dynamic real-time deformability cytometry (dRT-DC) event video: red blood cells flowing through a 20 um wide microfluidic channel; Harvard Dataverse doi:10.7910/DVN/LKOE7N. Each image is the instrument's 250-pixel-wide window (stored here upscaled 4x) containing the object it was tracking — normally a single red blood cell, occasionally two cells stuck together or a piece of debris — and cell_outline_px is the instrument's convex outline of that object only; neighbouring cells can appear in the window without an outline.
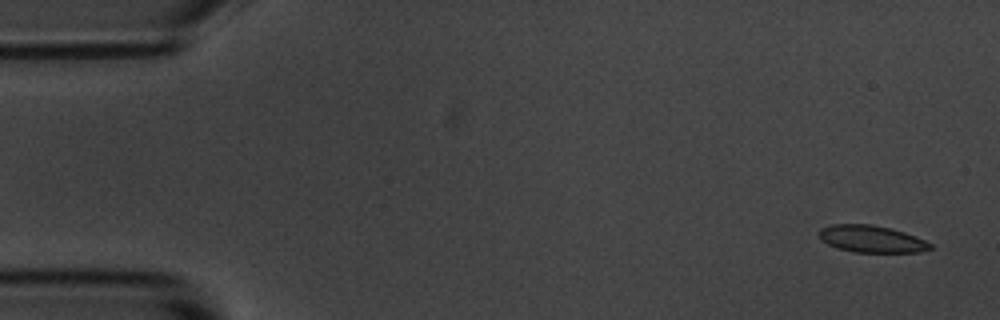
{"species": "common noctule bat (a hibernating species)", "species_latin": "Nyctalus noctula", "temperature_condition": "room temperature", "stored_images_in_passage": 5, "camera_frame_rate_fps": 3000, "um_per_image_px": 0.085, "animal": {"sex": "male", "body_mass_g": 20.1, "forearm_length_mm": 53.5}, "frame": {"image": 1, "passage_image": 1, "time_ms": 0.0, "image_size_px": [1000, 320], "cell_outline_px": [[932, 248], [916, 252], [856, 252], [836, 248], [820, 240], [820, 228], [832, 224], [868, 224], [892, 228], [904, 232], [924, 240], [932, 244]], "centroid_in_image_um": [74.05, 20.31], "position_along_channel_um": 11.0, "area_um2": 17.4}}
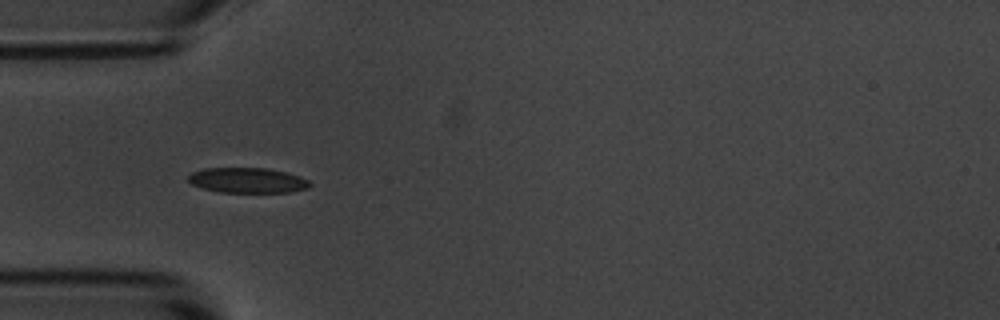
{"frame": {"image": 2, "passage_image": 5, "time_ms": 4.667, "image_size_px": [1000, 320], "cell_outline_px": [[312, 184], [308, 188], [292, 192], [220, 192], [204, 188], [192, 184], [188, 180], [188, 176], [192, 172], [204, 168], [268, 168], [288, 172], [300, 176], [308, 180]], "centroid_in_image_um": [21.08, 15.32], "position_along_channel_um": 63.9, "area_um2": 17.92}}